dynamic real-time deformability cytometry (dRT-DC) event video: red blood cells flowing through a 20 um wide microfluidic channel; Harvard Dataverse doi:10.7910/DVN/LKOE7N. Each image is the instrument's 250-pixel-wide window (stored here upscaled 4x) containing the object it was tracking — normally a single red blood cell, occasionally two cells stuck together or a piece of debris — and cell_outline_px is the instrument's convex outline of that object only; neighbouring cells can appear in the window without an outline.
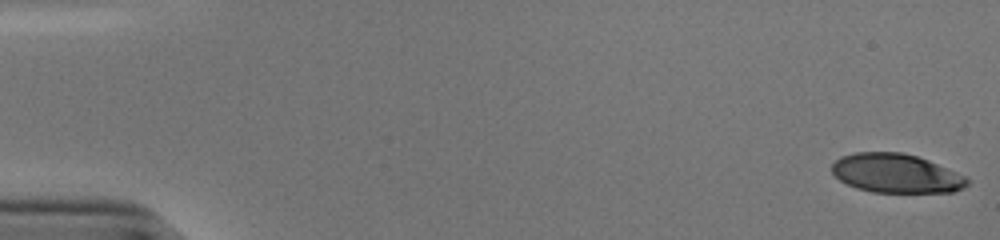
{"species": "human", "species_latin": "Homo sapiens", "temperature_condition": "cold", "stored_images_in_passage": 54, "camera_frame_rate_fps": 3000, "um_per_image_px": 0.085, "donor": {"sex": "male"}, "frame": {"image": 1, "passage_image": 1, "time_ms": 0.0, "image_size_px": [1000, 240], "cell_outline_px": [[968, 184], [964, 188], [952, 192], [872, 192], [856, 188], [840, 180], [832, 172], [832, 164], [840, 156], [856, 152], [904, 152], [928, 160], [964, 176], [968, 180]], "centroid_in_image_um": [76.14, 14.73], "position_along_channel_um": 8.9, "area_um2": 30.58}}
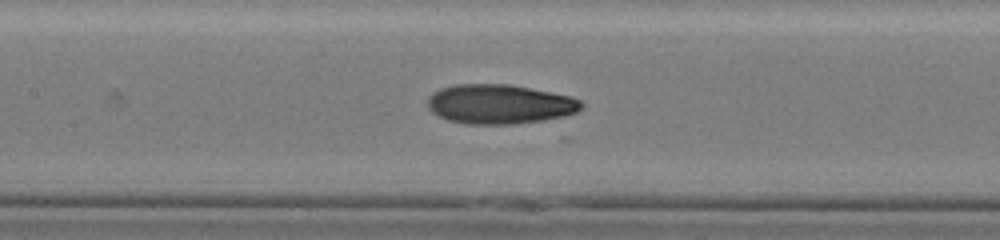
{"frame": {"image": 2, "passage_image": 26, "time_ms": 8.333, "image_size_px": [1000, 240], "cell_outline_px": [[584, 104], [576, 112], [564, 116], [544, 120], [512, 124], [464, 124], [448, 120], [432, 112], [428, 108], [428, 96], [432, 92], [440, 88], [456, 84], [508, 84], [572, 96], [580, 100]], "centroid_in_image_um": [42.45, 8.85], "position_along_channel_um": 165.0, "area_um2": 35.43}}
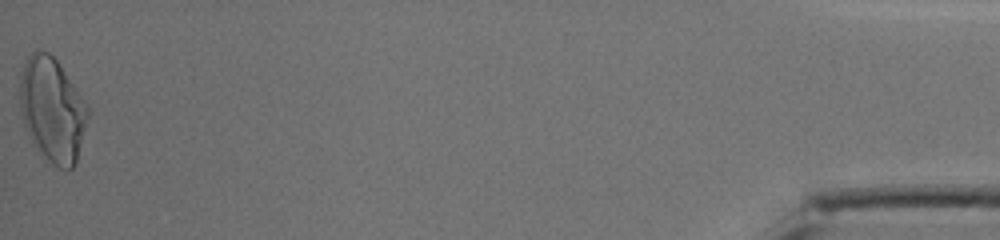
{"frame": {"image": 3, "passage_image": 54, "time_ms": 17.667, "image_size_px": [1000, 240], "cell_outline_px": [[88, 116], [76, 164], [72, 168], [60, 168], [44, 164], [32, 144], [24, 128], [20, 108], [16, 76], [28, 56], [36, 48], [40, 48], [48, 52], [56, 60], [88, 104]], "centroid_in_image_um": [4.37, 9.34], "position_along_channel_um": 430.8, "area_um2": 42.77}, "authors_computed_cell_mechanics": {"area_um2": 34.1887, "velocity_mm_per_s": 3.8456, "shape_relaxation_time_tau1_ms": 6.1373, "shape_relaxation_time_tau2_ms": 3.1363, "deformation_change_tau1": 0.2301, "deformation_change_tau2": 0.0848}}